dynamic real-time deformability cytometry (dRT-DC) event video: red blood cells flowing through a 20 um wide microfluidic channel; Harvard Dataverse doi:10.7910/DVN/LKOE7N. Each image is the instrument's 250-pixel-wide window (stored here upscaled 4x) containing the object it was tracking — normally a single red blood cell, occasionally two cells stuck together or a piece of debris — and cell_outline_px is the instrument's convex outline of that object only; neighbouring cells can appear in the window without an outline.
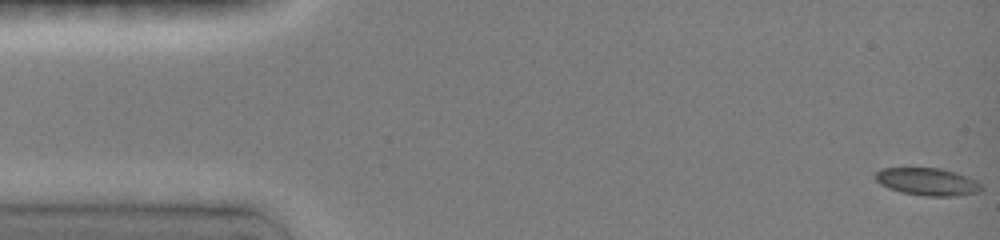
{"species": "common noctule bat (a hibernating species)", "species_latin": "Nyctalus noctula", "temperature_condition": "room temperature", "stored_images_in_passage": 51, "camera_frame_rate_fps": 3000, "um_per_image_px": 0.085, "animal": {"sex": "female", "body_mass_g": 19.0, "forearm_length_mm": 51.5}, "frame": {"image": 1, "passage_image": 1, "time_ms": 0.0, "image_size_px": [1000, 240], "cell_outline_px": [[984, 188], [980, 192], [956, 196], [924, 196], [900, 192], [888, 188], [880, 184], [872, 176], [880, 168], [940, 168], [956, 172], [968, 176], [976, 180]], "centroid_in_image_um": [78.83, 15.44], "position_along_channel_um": 6.2, "area_um2": 17.28}}
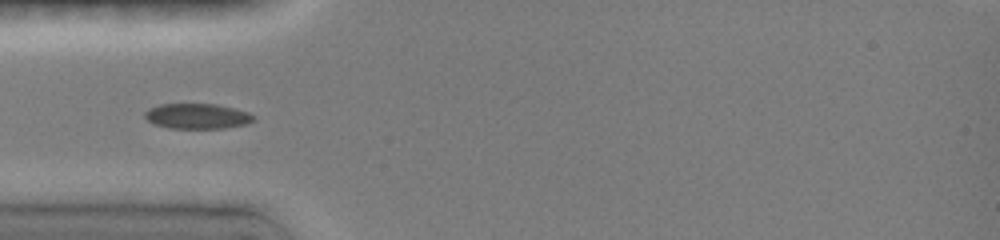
{"frame": {"image": 2, "passage_image": 18, "time_ms": 4.667, "image_size_px": [1000, 240], "cell_outline_px": [[256, 120], [248, 124], [224, 128], [168, 128], [152, 124], [144, 116], [144, 112], [148, 108], [160, 104], [216, 104], [248, 112], [256, 116]], "centroid_in_image_um": [16.76, 9.88], "position_along_channel_um": 68.2, "area_um2": 16.18}}
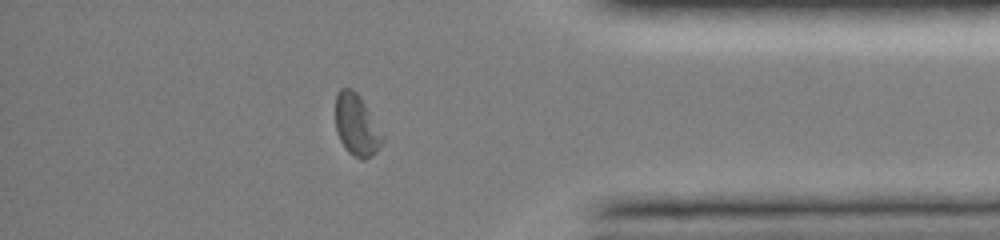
{"frame": {"image": 3, "passage_image": 43, "time_ms": 13.333, "image_size_px": [1000, 240], "cell_outline_px": [[384, 140], [376, 152], [364, 160], [360, 160], [348, 152], [340, 140], [336, 128], [336, 96], [340, 88], [352, 88], [356, 92], [364, 104], [384, 136]], "centroid_in_image_um": [30.3, 10.66], "position_along_channel_um": 404.9, "area_um2": 16.53}, "authors_computed_cell_mechanics": {"area_um2": 16.5308, "velocity_mm_per_s": 4.0328, "shape_relaxation_time_tau1_ms": 4.4961, "shape_relaxation_time_tau2_ms": 2.1203, "deformation_change_tau1": 0.1221, "deformation_change_tau2": 0.0544}}